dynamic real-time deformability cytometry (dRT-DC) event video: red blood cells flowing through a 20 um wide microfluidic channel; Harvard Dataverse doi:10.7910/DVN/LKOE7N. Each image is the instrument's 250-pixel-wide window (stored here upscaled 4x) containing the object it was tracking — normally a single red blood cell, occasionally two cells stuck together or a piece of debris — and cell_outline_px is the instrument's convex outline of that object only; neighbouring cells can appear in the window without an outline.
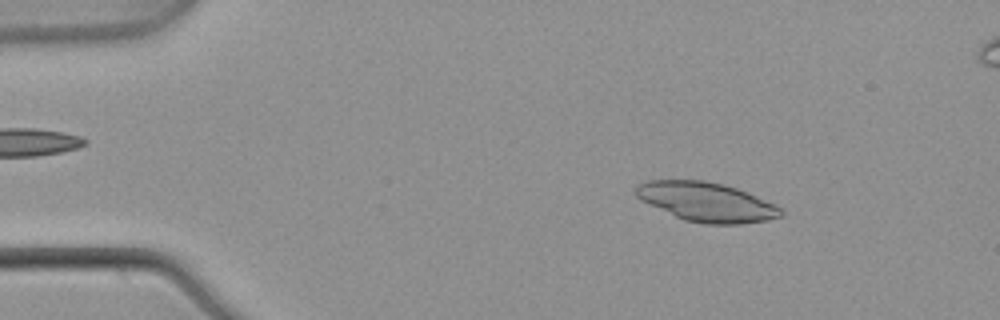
{"species": "common noctule bat (a hibernating species)", "species_latin": "Nyctalus noctula", "temperature_condition": "warm", "stored_images_in_passage": 48, "camera_frame_rate_fps": 3000, "um_per_image_px": 0.085, "animal": {"sex": "male", "body_mass_g": 21.5, "forearm_length_mm": 52.0}, "frame": {"image": 1, "passage_image": 3, "time_ms": 0.667, "image_size_px": [1000, 320], "cell_outline_px": [[784, 212], [780, 216], [768, 220], [740, 224], [704, 224], [684, 220], [640, 200], [636, 196], [636, 184], [648, 180], [704, 180], [724, 184], [748, 192], [776, 204]], "centroid_in_image_um": [60.06, 17.16], "position_along_channel_um": 24.9, "area_um2": 33.23}}